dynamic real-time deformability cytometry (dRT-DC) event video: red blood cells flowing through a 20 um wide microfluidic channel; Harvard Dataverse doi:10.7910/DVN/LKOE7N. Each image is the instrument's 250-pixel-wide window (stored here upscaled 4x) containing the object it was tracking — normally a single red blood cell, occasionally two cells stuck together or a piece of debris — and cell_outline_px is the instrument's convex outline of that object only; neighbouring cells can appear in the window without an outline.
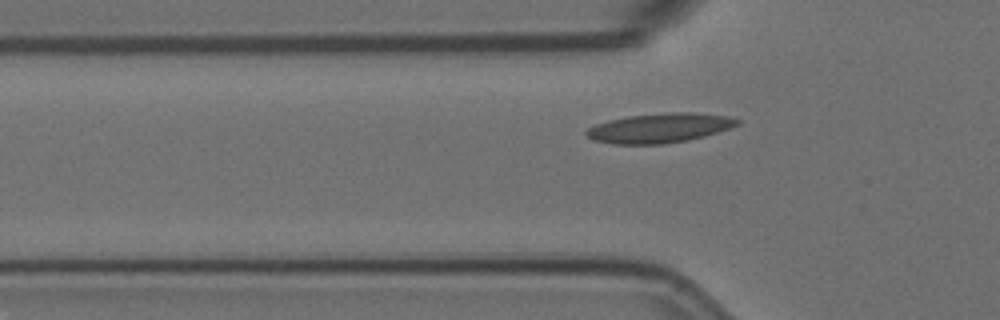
{"species": "Egyptian fruit bat (a non-hibernating species)", "species_latin": "Rousettus aegyptiacus", "temperature_condition": "room temperature", "stored_images_in_passage": 3, "camera_frame_rate_fps": 3000, "um_per_image_px": 0.085, "animal": {"sex": "female"}, "frame": {"image": 1, "passage_image": 3, "time_ms": 0.667, "image_size_px": [1000, 320], "cell_outline_px": [[740, 124], [732, 128], [704, 136], [688, 140], [664, 144], [612, 144], [592, 140], [584, 132], [588, 128], [596, 124], [608, 120], [628, 116], [668, 112], [696, 112], [728, 116], [740, 120]], "centroid_in_image_um": [56.08, 10.88], "position_along_channel_um": 69.7, "area_um2": 26.18}}